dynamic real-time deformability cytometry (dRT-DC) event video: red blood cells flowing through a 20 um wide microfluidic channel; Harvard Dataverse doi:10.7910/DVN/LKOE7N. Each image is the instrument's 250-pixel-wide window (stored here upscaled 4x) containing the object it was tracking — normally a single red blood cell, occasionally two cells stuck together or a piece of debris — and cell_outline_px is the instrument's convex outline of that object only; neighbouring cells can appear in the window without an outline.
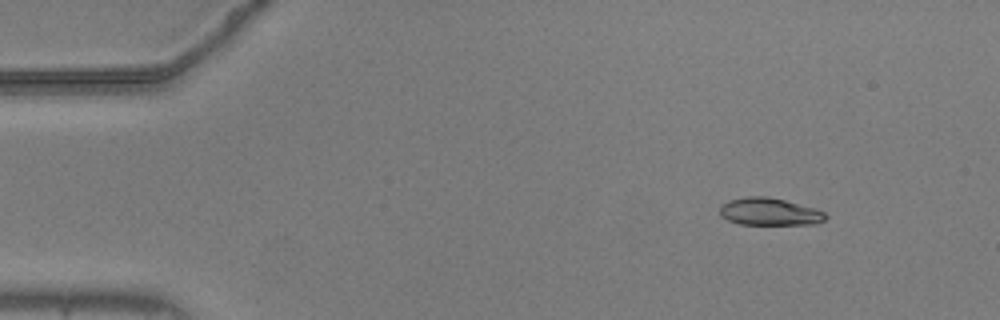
{"species": "common noctule bat (a hibernating species)", "species_latin": "Nyctalus noctula", "temperature_condition": "warm", "stored_images_in_passage": 51, "camera_frame_rate_fps": 3000, "um_per_image_px": 0.085, "animal": {"sex": "male", "body_mass_g": 20.5, "forearm_length_mm": 52.5}, "frame": {"image": 1, "passage_image": 2, "time_ms": 0.333, "image_size_px": [1000, 320], "cell_outline_px": [[828, 216], [824, 220], [816, 224], [740, 224], [728, 220], [720, 216], [720, 204], [728, 200], [748, 196], [768, 196], [816, 208], [824, 212]], "centroid_in_image_um": [65.39, 17.99], "position_along_channel_um": 19.6, "area_um2": 16.99}}
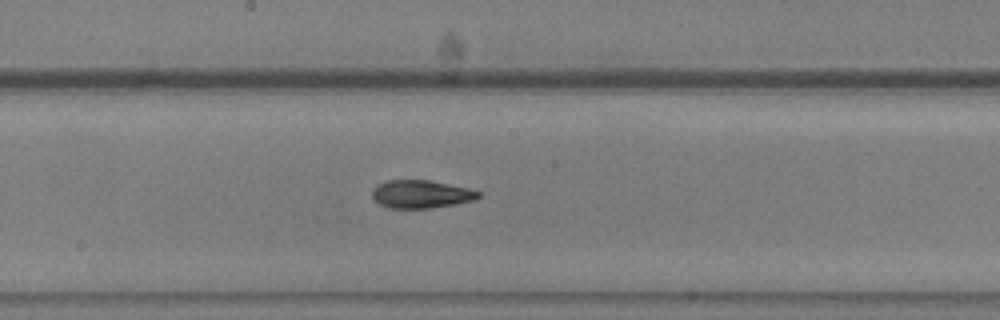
{"frame": {"image": 2, "passage_image": 25, "time_ms": 8.0, "image_size_px": [1000, 320], "cell_outline_px": [[484, 196], [476, 200], [456, 204], [428, 208], [388, 208], [380, 204], [372, 196], [372, 188], [376, 184], [388, 180], [428, 180], [468, 188], [480, 192]], "centroid_in_image_um": [35.81, 16.5], "position_along_channel_um": 212.4, "area_um2": 17.46}}
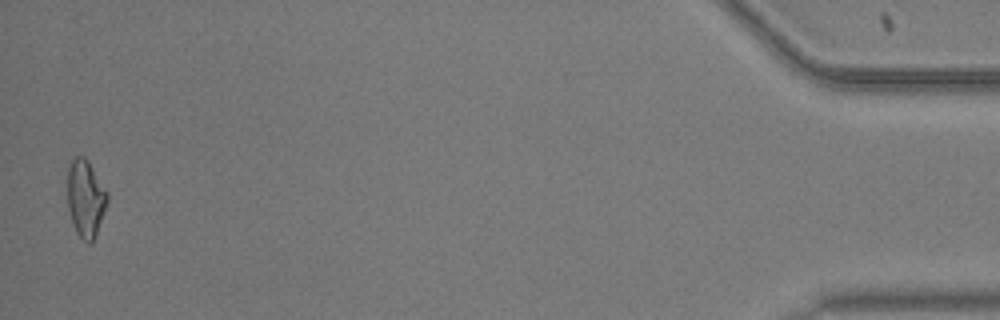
{"frame": {"image": 3, "passage_image": 50, "time_ms": 16.333, "image_size_px": [1000, 320], "cell_outline_px": [[108, 200], [104, 212], [96, 232], [92, 240], [88, 244], [76, 232], [68, 208], [68, 168], [72, 160], [76, 156], [84, 156], [88, 160], [108, 192]], "centroid_in_image_um": [7.28, 16.82], "position_along_channel_um": 427.9, "area_um2": 17.63}, "authors_computed_cell_mechanics": {"area_um2": 17.5134, "velocity_mm_per_s": 3.6863, "shape_relaxation_time_tau1_ms": null, "shape_relaxation_time_tau2_ms": 2.7742, "deformation_change_tau1": null, "deformation_change_tau2": 0.1048}}